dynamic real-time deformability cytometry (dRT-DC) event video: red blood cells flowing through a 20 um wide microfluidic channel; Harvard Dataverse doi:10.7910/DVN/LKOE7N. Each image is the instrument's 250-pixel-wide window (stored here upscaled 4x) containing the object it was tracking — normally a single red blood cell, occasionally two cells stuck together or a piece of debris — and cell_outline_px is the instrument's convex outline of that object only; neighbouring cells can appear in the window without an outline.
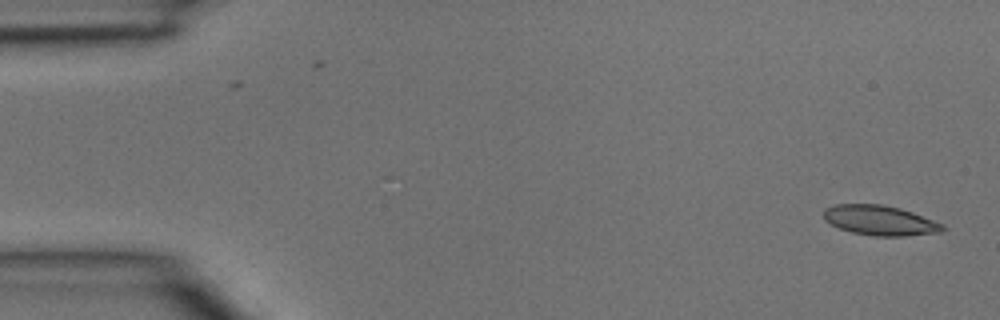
{"species": "common noctule bat (a hibernating species)", "species_latin": "Nyctalus noctula", "temperature_condition": "room temperature", "stored_images_in_passage": 5, "camera_frame_rate_fps": 3000, "um_per_image_px": 0.085, "animal": {"sex": "male", "body_mass_g": 15.6}, "frame": {"image": 1, "passage_image": 1, "time_ms": 0.0, "image_size_px": [1000, 320], "cell_outline_px": [[948, 228], [940, 232], [904, 236], [872, 236], [852, 232], [840, 228], [824, 220], [824, 208], [836, 204], [880, 204], [900, 208], [912, 212], [944, 224]], "centroid_in_image_um": [74.81, 18.73], "position_along_channel_um": 10.2, "area_um2": 20.75}}